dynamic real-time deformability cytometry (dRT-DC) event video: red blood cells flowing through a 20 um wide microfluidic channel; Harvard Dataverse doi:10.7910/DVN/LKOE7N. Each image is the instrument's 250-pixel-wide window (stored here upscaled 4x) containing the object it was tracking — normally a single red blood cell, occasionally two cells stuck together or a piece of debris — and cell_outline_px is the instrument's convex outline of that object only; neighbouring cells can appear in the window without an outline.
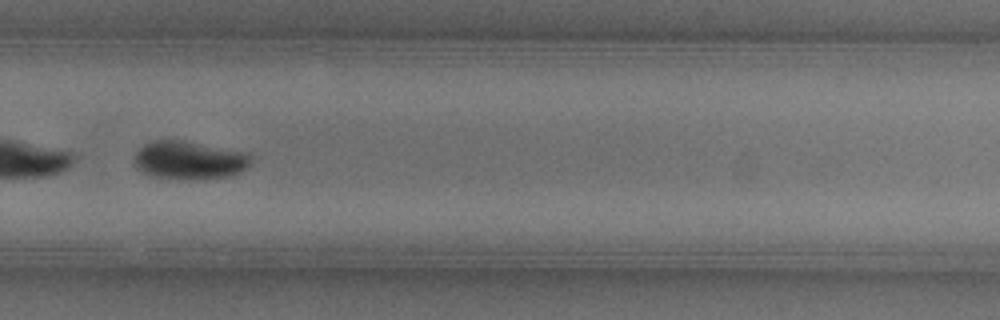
{"species": "common noctule bat (a hibernating species)", "species_latin": "Nyctalus noctula", "temperature_condition": "warm", "stored_images_in_passage": 40, "camera_frame_rate_fps": 3000, "um_per_image_px": 0.085, "animal": {"sex": "female"}, "frame": {"image": 1, "passage_image": 24, "time_ms": 7.667, "image_size_px": [1000, 320], "cell_outline_px": [[252, 164], [240, 172], [232, 176], [192, 180], [184, 180], [152, 176], [140, 172], [136, 168], [136, 152], [144, 144], [152, 140], [184, 140], [248, 152], [252, 156]], "centroid_in_image_um": [16.14, 13.62], "position_along_channel_um": 313.7, "area_um2": 26.53}, "authors_computed_cell_mechanics": {"area_um2": 27.744, "velocity_mm_per_s": 3.958, "shape_relaxation_time_tau1_ms": 2.4711, "shape_relaxation_time_tau2_ms": null, "deformation_change_tau1": 0.1593, "deformation_change_tau2": null}}